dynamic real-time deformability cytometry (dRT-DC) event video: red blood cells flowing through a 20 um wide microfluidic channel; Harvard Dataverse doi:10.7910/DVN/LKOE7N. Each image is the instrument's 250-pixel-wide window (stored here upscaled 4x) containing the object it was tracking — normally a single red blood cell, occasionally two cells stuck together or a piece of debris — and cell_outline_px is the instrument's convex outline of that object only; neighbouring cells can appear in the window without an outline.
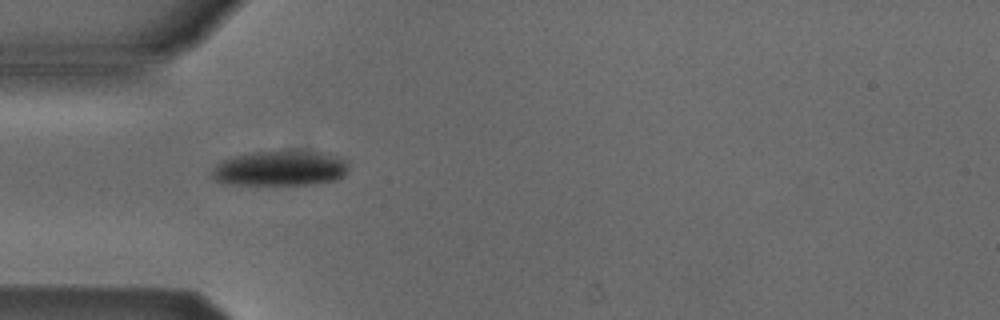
{"species": "Egyptian fruit bat (a non-hibernating species)", "species_latin": "Rousettus aegyptiacus", "temperature_condition": "cold", "stored_images_in_passage": 3, "camera_frame_rate_fps": 3000, "um_per_image_px": 0.085, "animal": {"sex": "male"}, "frame": {"image": 1, "passage_image": 2, "time_ms": 2.0, "image_size_px": [1000, 320], "cell_outline_px": [[348, 168], [344, 176], [336, 180], [312, 184], [224, 184], [216, 180], [212, 176], [212, 168], [220, 160], [252, 152], [296, 148], [300, 148], [328, 152], [340, 156], [348, 164]], "centroid_in_image_um": [23.87, 14.25], "position_along_channel_um": 61.1, "area_um2": 29.02}}
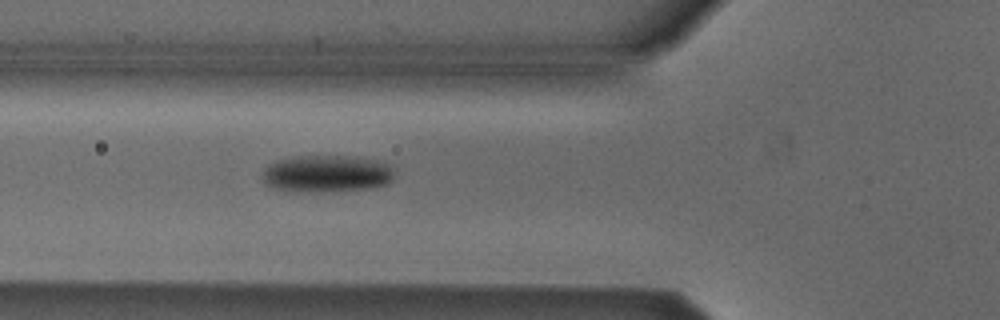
{"frame": {"image": 2, "passage_image": 3, "time_ms": 3.0, "image_size_px": [1000, 320], "cell_outline_px": [[396, 172], [392, 180], [388, 184], [372, 188], [324, 192], [288, 192], [264, 184], [264, 168], [268, 164], [280, 160], [296, 156], [352, 156], [380, 160], [392, 164]], "centroid_in_image_um": [27.85, 14.77], "position_along_channel_um": 98.0, "area_um2": 29.19}}